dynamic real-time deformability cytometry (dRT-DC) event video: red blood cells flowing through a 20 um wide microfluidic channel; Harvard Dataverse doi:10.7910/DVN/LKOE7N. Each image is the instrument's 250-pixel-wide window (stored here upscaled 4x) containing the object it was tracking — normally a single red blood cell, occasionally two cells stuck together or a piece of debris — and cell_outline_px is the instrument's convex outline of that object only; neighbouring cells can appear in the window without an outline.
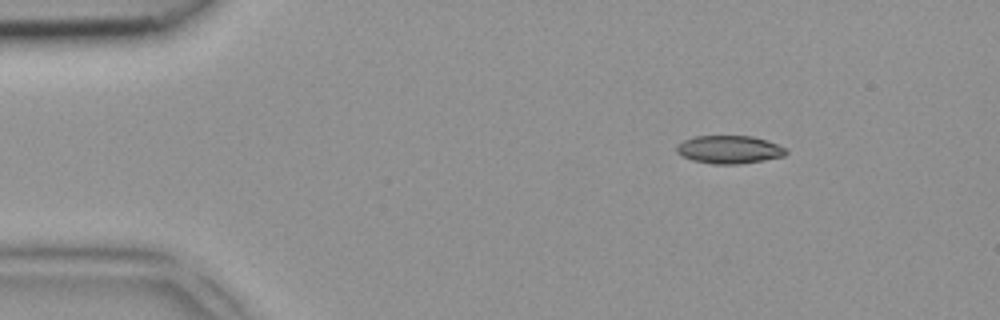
{"species": "common noctule bat (a hibernating species)", "species_latin": "Nyctalus noctula", "temperature_condition": "room temperature", "stored_images_in_passage": 4, "segment_of_instrument_passage": [1, 2], "camera_frame_rate_fps": 3000, "um_per_image_px": 0.085, "animal": {"sex": "female", "body_mass_g": 18.4}, "frame": {"image": 1, "passage_image": 1, "time_ms": 0.0, "image_size_px": [1000, 320], "cell_outline_px": [[788, 152], [784, 156], [764, 160], [740, 164], [716, 164], [692, 160], [676, 152], [676, 148], [684, 140], [696, 136], [752, 136], [768, 140], [784, 148]], "centroid_in_image_um": [62.01, 12.71], "position_along_channel_um": 23.0, "area_um2": 17.69}}